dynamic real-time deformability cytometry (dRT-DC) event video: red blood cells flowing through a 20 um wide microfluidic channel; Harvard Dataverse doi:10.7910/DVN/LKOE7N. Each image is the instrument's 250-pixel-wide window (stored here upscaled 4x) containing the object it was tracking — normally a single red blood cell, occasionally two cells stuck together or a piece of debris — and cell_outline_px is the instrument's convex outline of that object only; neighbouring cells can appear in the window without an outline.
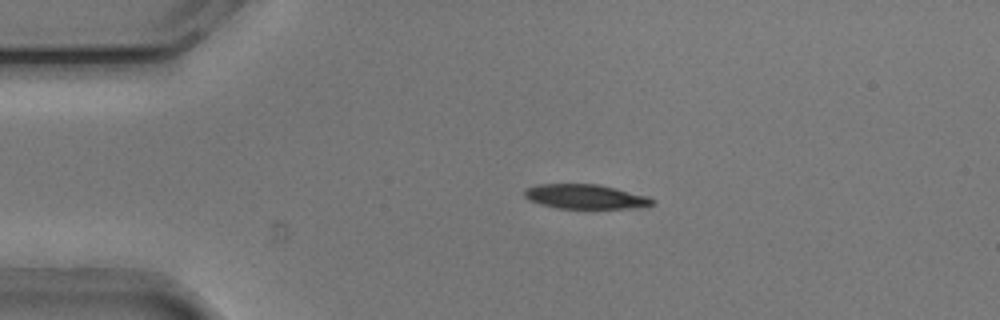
{"species": "common noctule bat (a hibernating species)", "species_latin": "Nyctalus noctula", "temperature_condition": "cold", "stored_images_in_passage": 43, "camera_frame_rate_fps": 3000, "um_per_image_px": 0.085, "animal": {"sex": "male", "body_mass_g": 20.5, "forearm_length_mm": 52.5}, "frame": {"image": 1, "passage_image": 1, "time_ms": 0.0, "image_size_px": [1000, 320], "cell_outline_px": [[652, 204], [624, 208], [556, 208], [540, 204], [528, 200], [524, 196], [524, 188], [536, 184], [600, 184], [648, 196], [652, 200]], "centroid_in_image_um": [49.64, 16.69], "position_along_channel_um": 35.4, "area_um2": 18.09}}
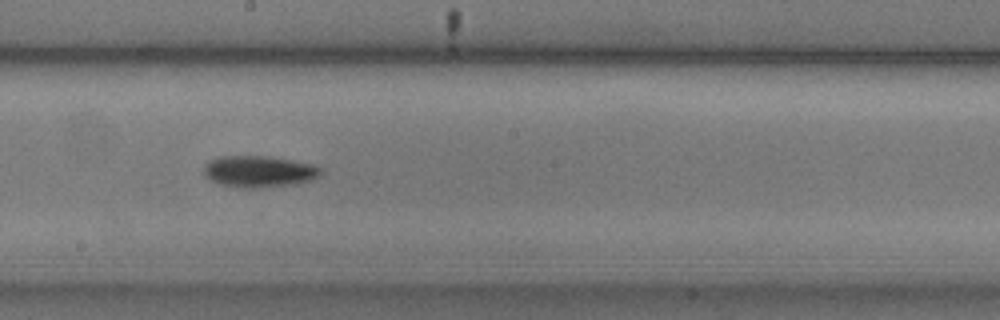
{"frame": {"image": 2, "passage_image": 19, "time_ms": 6.0, "image_size_px": [1000, 320], "cell_outline_px": [[324, 172], [320, 176], [300, 184], [260, 188], [236, 188], [220, 184], [212, 180], [204, 172], [204, 164], [208, 160], [220, 156], [264, 156], [292, 160], [312, 164], [324, 168]], "centroid_in_image_um": [22.07, 14.59], "position_along_channel_um": 226.1, "area_um2": 21.85}}
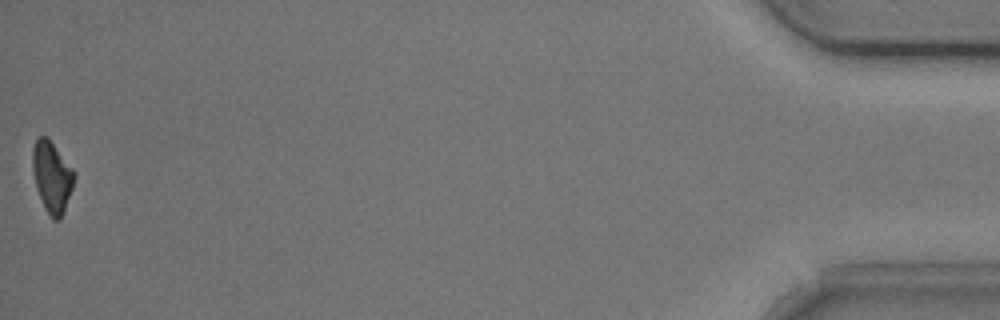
{"frame": {"image": 3, "passage_image": 43, "time_ms": 14.0, "image_size_px": [1000, 320], "cell_outline_px": [[76, 176], [64, 212], [60, 220], [52, 220], [44, 208], [36, 188], [32, 168], [32, 148], [36, 136], [48, 136], [76, 172]], "centroid_in_image_um": [4.41, 15.0], "position_along_channel_um": 430.8, "area_um2": 17.69}, "authors_computed_cell_mechanics": {"area_um2": 19.5942, "velocity_mm_per_s": 3.7795, "shape_relaxation_time_tau1_ms": 2.1545, "shape_relaxation_time_tau2_ms": null, "deformation_change_tau1": 0.1271, "deformation_change_tau2": null}}